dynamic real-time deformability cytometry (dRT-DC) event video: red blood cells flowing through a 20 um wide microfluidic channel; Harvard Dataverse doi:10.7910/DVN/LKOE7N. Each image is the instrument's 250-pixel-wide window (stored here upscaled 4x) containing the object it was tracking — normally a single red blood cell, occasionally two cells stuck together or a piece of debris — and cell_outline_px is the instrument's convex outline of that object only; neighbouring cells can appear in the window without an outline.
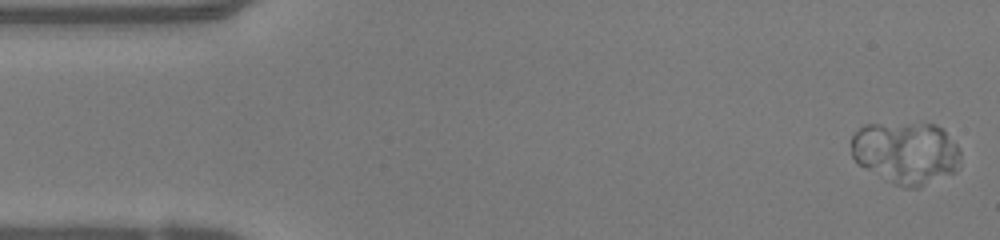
{"species": "human", "species_latin": "Homo sapiens", "temperature_condition": "warm", "stored_images_in_passage": 50, "camera_frame_rate_fps": 3000, "um_per_image_px": 0.085, "donor": {"sex": "female"}, "frame": {"image": 1, "passage_image": 1, "time_ms": 0.0, "image_size_px": [1000, 240], "cell_outline_px": [[960, 156], [956, 172], [920, 188], [904, 188], [892, 184], [856, 164], [852, 156], [852, 136], [864, 124], [936, 124], [944, 128], [956, 144], [960, 152]], "centroid_in_image_um": [77.01, 13.01], "position_along_channel_um": 8.0, "area_um2": 40.17}}
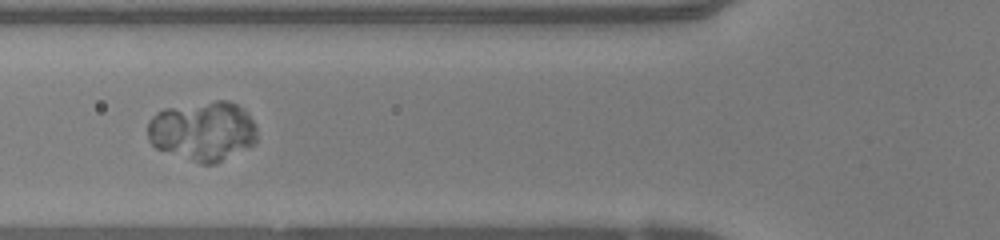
{"frame": {"image": 2, "passage_image": 18, "time_ms": 5.667, "image_size_px": [1000, 240], "cell_outline_px": [[256, 144], [216, 164], [200, 164], [156, 148], [148, 140], [148, 120], [156, 112], [164, 108], [216, 100], [228, 100], [236, 104], [248, 112], [256, 124]], "centroid_in_image_um": [17.25, 11.14], "position_along_channel_um": 108.5, "area_um2": 38.49}}
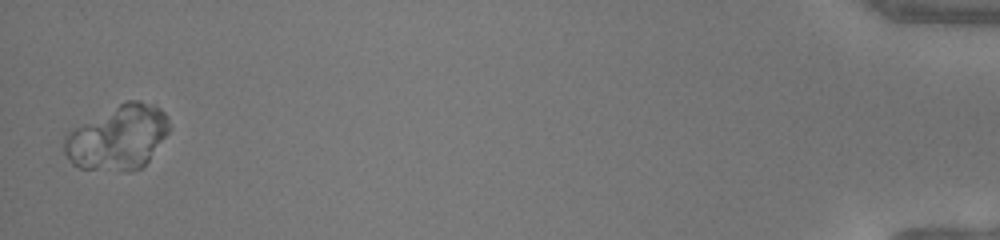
{"frame": {"image": 3, "passage_image": 49, "time_ms": 16.0, "image_size_px": [1000, 240], "cell_outline_px": [[168, 132], [148, 160], [140, 168], [132, 172], [128, 172], [80, 168], [72, 164], [64, 152], [64, 136], [76, 128], [124, 100], [140, 100], [152, 104], [160, 108], [168, 116]], "centroid_in_image_um": [10.03, 11.7], "position_along_channel_um": 425.2, "area_um2": 39.07}, "authors_computed_cell_mechanics": {"area_um2": 38.1191, "velocity_mm_per_s": 3.9896, "shape_relaxation_time_tau1_ms": 2.1123, "shape_relaxation_time_tau2_ms": null, "deformation_change_tau1": 0.0134, "deformation_change_tau2": null}}